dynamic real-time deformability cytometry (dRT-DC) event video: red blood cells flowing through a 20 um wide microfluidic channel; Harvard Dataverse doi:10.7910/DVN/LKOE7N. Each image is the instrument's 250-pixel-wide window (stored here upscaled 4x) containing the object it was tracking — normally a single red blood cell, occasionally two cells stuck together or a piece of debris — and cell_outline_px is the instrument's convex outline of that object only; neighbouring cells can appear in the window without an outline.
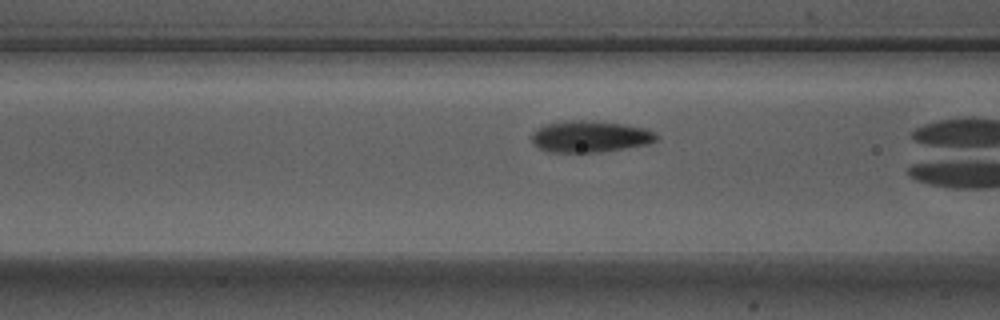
{"species": "Egyptian fruit bat (a non-hibernating species)", "species_latin": "Rousettus aegyptiacus", "temperature_condition": "warm", "stored_images_in_passage": 18, "camera_frame_rate_fps": 3000, "um_per_image_px": 0.085, "animal": {"sex": "male"}, "frame": {"image": 1, "passage_image": 13, "time_ms": 4.0, "image_size_px": [1000, 320], "cell_outline_px": [[656, 140], [648, 144], [596, 152], [548, 152], [540, 148], [532, 140], [532, 132], [536, 128], [544, 124], [564, 120], [584, 120], [624, 124], [648, 128], [656, 136]], "centroid_in_image_um": [50.11, 11.59], "position_along_channel_um": 116.5, "area_um2": 22.77}}